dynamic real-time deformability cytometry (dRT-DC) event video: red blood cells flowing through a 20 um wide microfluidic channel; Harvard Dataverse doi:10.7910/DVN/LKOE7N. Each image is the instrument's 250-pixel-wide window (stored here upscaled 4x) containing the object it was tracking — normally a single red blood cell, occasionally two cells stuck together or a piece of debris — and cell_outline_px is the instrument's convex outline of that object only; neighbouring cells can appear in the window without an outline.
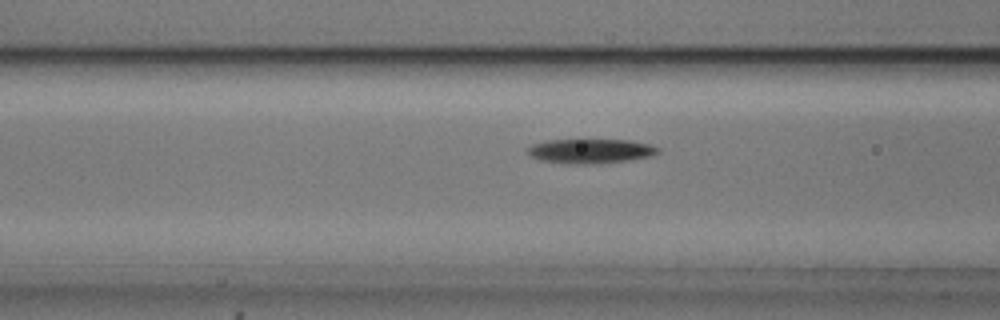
{"species": "common noctule bat (a hibernating species)", "species_latin": "Nyctalus noctula", "temperature_condition": "cold", "stored_images_in_passage": 9, "camera_frame_rate_fps": 3000, "um_per_image_px": 0.085, "animal": {"sex": "male", "body_mass_g": 20.5, "forearm_length_mm": 52.5}, "frame": {"image": 1, "passage_image": 6, "time_ms": 1.667, "image_size_px": [1000, 320], "cell_outline_px": [[660, 152], [652, 156], [628, 160], [596, 164], [568, 164], [540, 160], [532, 156], [528, 152], [528, 148], [532, 144], [548, 140], [628, 140], [648, 144], [660, 148]], "centroid_in_image_um": [50.21, 12.85], "position_along_channel_um": 116.4, "area_um2": 18.55}}